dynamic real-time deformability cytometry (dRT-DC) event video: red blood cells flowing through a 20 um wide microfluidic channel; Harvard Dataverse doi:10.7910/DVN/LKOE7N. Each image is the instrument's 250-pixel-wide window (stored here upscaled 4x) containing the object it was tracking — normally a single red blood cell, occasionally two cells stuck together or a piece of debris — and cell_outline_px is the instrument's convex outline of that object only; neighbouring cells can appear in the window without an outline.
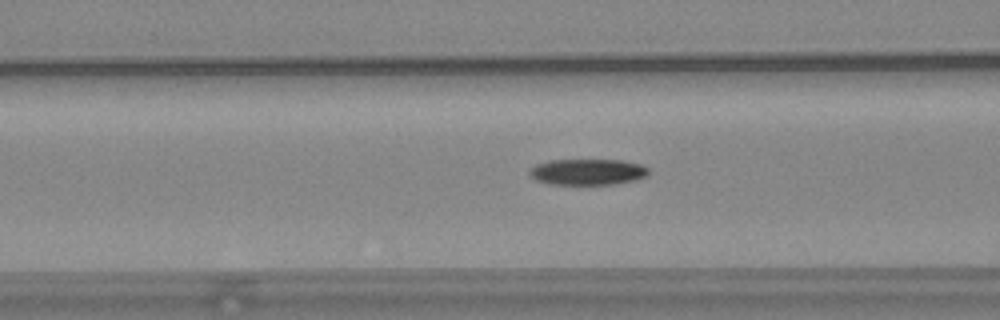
{"species": "common noctule bat (a hibernating species)", "species_latin": "Nyctalus noctula", "temperature_condition": "warm", "stored_images_in_passage": 30, "camera_frame_rate_fps": 3000, "um_per_image_px": 0.085, "animal": {"sex": "female", "body_mass_g": 24.6, "forearm_length_mm": 56.2}, "frame": {"image": 1, "passage_image": 7, "time_ms": 2.0, "image_size_px": [1000, 320], "cell_outline_px": [[648, 176], [636, 180], [616, 184], [548, 184], [536, 180], [528, 172], [536, 164], [548, 160], [620, 160], [640, 164], [648, 168]], "centroid_in_image_um": [49.96, 14.61], "position_along_channel_um": 116.6, "area_um2": 18.09}}
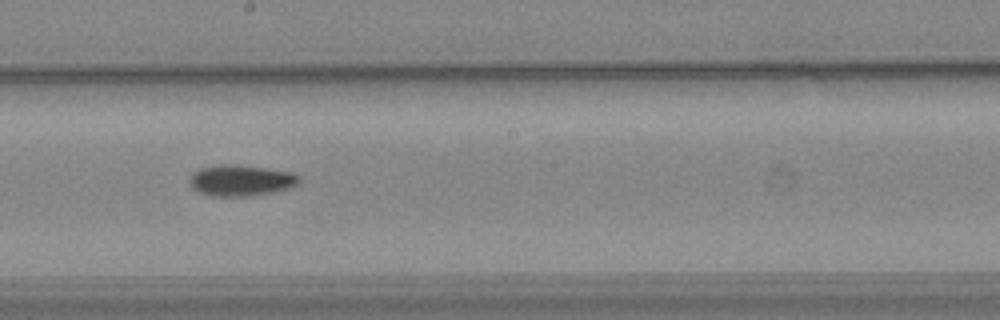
{"frame": {"image": 2, "passage_image": 16, "time_ms": 5.0, "image_size_px": [1000, 320], "cell_outline_px": [[300, 180], [292, 188], [272, 192], [248, 196], [212, 196], [200, 192], [192, 188], [188, 180], [192, 172], [200, 168], [220, 164], [236, 164], [292, 172]], "centroid_in_image_um": [20.43, 15.33], "position_along_channel_um": 227.8, "area_um2": 19.83}}
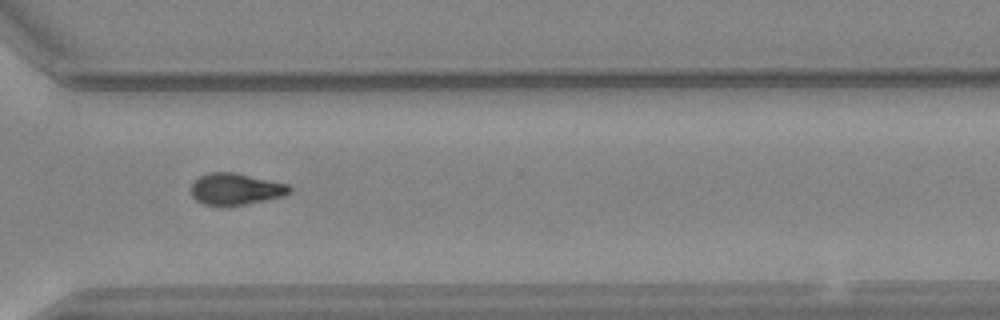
{"frame": {"image": 3, "passage_image": 26, "time_ms": 8.333, "image_size_px": [1000, 320], "cell_outline_px": [[292, 192], [284, 196], [244, 204], [204, 204], [196, 200], [192, 196], [192, 184], [200, 176], [208, 172], [232, 172], [288, 184], [292, 188]], "centroid_in_image_um": [20.06, 16.05], "position_along_channel_um": 350.5, "area_um2": 17.69}, "authors_computed_cell_mechanics": {"area_um2": 19.3341, "velocity_mm_per_s": 3.6963, "shape_relaxation_time_tau1_ms": 7.4147, "shape_relaxation_time_tau2_ms": null, "deformation_change_tau1": 0.1661, "deformation_change_tau2": null}}